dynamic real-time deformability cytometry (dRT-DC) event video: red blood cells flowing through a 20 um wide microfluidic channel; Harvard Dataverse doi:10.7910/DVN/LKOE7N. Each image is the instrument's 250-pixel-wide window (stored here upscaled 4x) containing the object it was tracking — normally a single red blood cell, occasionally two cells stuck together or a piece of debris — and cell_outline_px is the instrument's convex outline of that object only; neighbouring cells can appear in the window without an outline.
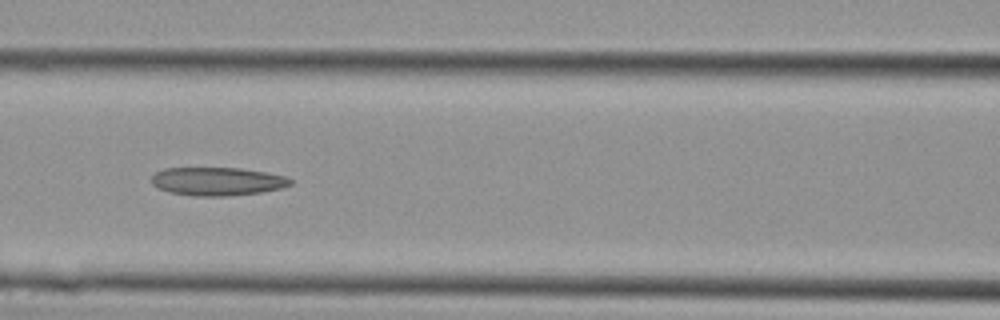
{"species": "Egyptian fruit bat (a non-hibernating species)", "species_latin": "Rousettus aegyptiacus", "temperature_condition": "cold", "stored_images_in_passage": 4, "camera_frame_rate_fps": 3000, "um_per_image_px": 0.085, "animal": {"sex": "female"}, "frame": {"image": 1, "passage_image": 4, "time_ms": 1.0, "image_size_px": [1000, 320], "cell_outline_px": [[292, 184], [280, 188], [264, 192], [224, 196], [196, 196], [168, 192], [156, 188], [152, 184], [152, 176], [156, 172], [164, 168], [240, 168], [288, 176], [292, 180]], "centroid_in_image_um": [18.47, 15.42], "position_along_channel_um": 148.1, "area_um2": 23.0}}